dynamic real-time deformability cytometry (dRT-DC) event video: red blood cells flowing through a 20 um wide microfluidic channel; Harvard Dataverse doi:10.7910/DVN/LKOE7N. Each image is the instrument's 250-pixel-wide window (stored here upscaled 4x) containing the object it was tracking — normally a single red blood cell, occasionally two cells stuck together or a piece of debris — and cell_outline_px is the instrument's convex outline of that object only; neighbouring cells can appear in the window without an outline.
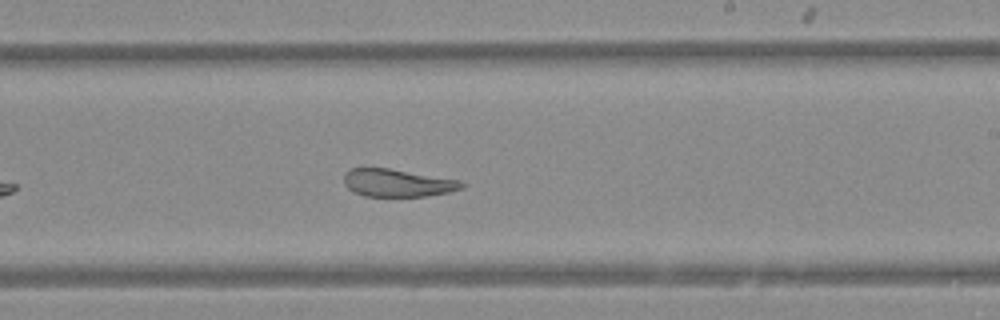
{"species": "Egyptian fruit bat (a non-hibernating species)", "species_latin": "Rousettus aegyptiacus", "temperature_condition": "warm", "stored_images_in_passage": 33, "camera_frame_rate_fps": 3000, "um_per_image_px": 0.085, "animal": {"sex": "female"}, "frame": {"image": 1, "passage_image": 19, "time_ms": 6.0, "image_size_px": [1000, 320], "cell_outline_px": [[464, 188], [448, 192], [424, 196], [364, 196], [348, 188], [344, 184], [344, 176], [352, 168], [388, 168], [460, 180], [464, 184]], "centroid_in_image_um": [33.8, 15.55], "position_along_channel_um": 255.2, "area_um2": 18.73}}